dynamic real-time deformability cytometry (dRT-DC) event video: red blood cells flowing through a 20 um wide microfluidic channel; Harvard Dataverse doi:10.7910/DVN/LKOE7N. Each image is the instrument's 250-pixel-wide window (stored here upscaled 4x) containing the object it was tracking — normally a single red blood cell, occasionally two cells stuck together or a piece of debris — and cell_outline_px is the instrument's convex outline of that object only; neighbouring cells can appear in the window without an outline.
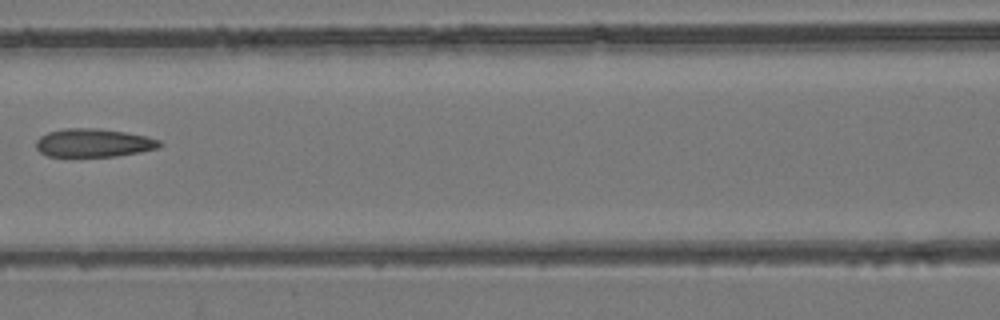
{"species": "common noctule bat (a hibernating species)", "species_latin": "Nyctalus noctula", "temperature_condition": "room temperature", "stored_images_in_passage": 8, "camera_frame_rate_fps": 3000, "um_per_image_px": 0.085, "animal": {"sex": "female", "body_mass_g": 24.6, "forearm_length_mm": 56.2}, "frame": {"image": 1, "passage_image": 7, "time_ms": 2.0, "image_size_px": [1000, 320], "cell_outline_px": [[164, 144], [160, 148], [140, 152], [116, 156], [48, 156], [40, 152], [36, 148], [36, 140], [40, 136], [48, 132], [64, 128], [96, 128], [124, 132], [144, 136], [160, 140]], "centroid_in_image_um": [7.96, 12.14], "position_along_channel_um": 158.6, "area_um2": 20.4}}
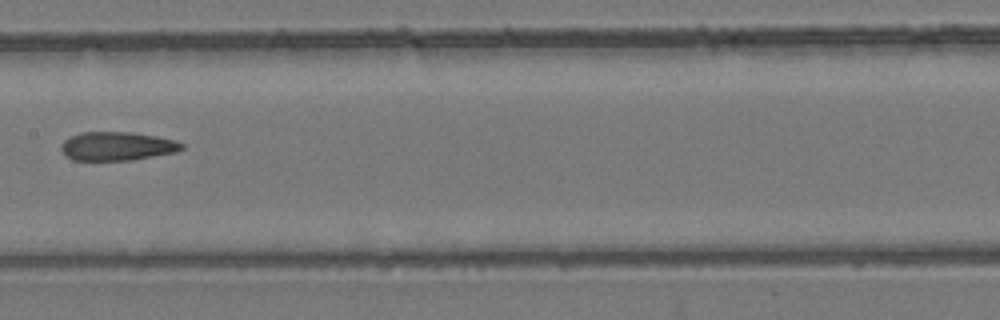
{"frame": {"image": 2, "passage_image": 8, "time_ms": 2.333, "image_size_px": [1000, 320], "cell_outline_px": [[184, 148], [176, 152], [132, 160], [72, 160], [64, 156], [60, 148], [60, 144], [64, 140], [80, 132], [132, 132], [156, 136], [176, 140], [184, 144]], "centroid_in_image_um": [9.94, 12.42], "position_along_channel_um": 197.5, "area_um2": 20.35}}